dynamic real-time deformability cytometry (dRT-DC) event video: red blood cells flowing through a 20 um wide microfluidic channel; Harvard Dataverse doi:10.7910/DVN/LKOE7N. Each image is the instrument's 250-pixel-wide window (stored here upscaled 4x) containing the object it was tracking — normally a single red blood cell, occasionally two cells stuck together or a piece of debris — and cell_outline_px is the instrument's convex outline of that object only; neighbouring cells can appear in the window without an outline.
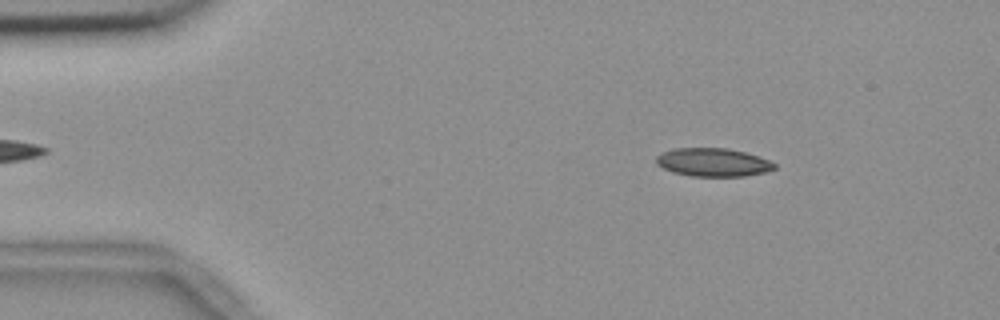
{"species": "common noctule bat (a hibernating species)", "species_latin": "Nyctalus noctula", "temperature_condition": "room temperature", "stored_images_in_passage": 4, "segment_of_instrument_passage": [1, 2], "camera_frame_rate_fps": 3000, "um_per_image_px": 0.085, "animal": {"sex": "female", "body_mass_g": 18.4}, "frame": {"image": 1, "passage_image": 1, "time_ms": 0.0, "image_size_px": [1000, 320], "cell_outline_px": [[776, 168], [764, 172], [744, 176], [692, 176], [672, 172], [656, 164], [656, 156], [660, 152], [672, 148], [728, 148], [744, 152], [768, 160], [776, 164]], "centroid_in_image_um": [60.55, 13.79], "position_along_channel_um": 24.4, "area_um2": 19.48}}